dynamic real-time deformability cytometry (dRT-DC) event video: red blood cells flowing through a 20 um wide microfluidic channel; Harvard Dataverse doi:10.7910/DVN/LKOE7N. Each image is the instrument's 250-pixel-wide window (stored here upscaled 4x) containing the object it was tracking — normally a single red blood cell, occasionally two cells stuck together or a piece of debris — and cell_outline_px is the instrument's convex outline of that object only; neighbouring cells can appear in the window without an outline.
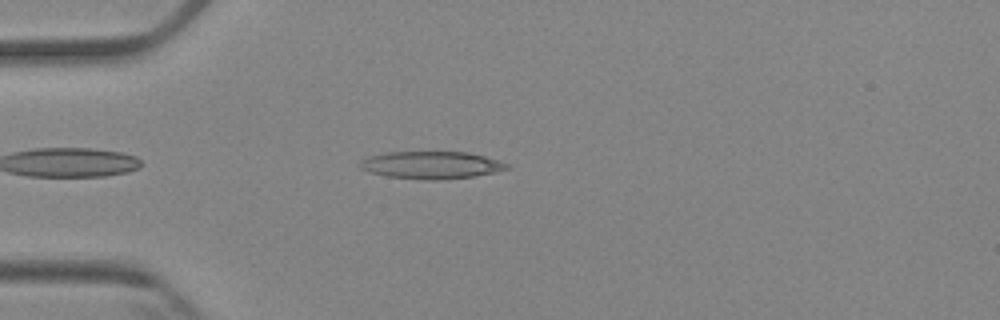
{"species": "Egyptian fruit bat (a non-hibernating species)", "species_latin": "Rousettus aegyptiacus", "temperature_condition": "cold", "stored_images_in_passage": 4, "camera_frame_rate_fps": 3000, "um_per_image_px": 0.085, "animal": {"sex": "female"}, "frame": {"image": 1, "passage_image": 4, "time_ms": 3.333, "image_size_px": [1000, 320], "cell_outline_px": [[512, 168], [496, 172], [472, 176], [440, 180], [428, 180], [388, 176], [372, 172], [360, 168], [360, 164], [368, 156], [388, 152], [468, 152], [484, 156], [512, 164]], "centroid_in_image_um": [36.75, 14.02], "position_along_channel_um": 48.2, "area_um2": 23.35}}